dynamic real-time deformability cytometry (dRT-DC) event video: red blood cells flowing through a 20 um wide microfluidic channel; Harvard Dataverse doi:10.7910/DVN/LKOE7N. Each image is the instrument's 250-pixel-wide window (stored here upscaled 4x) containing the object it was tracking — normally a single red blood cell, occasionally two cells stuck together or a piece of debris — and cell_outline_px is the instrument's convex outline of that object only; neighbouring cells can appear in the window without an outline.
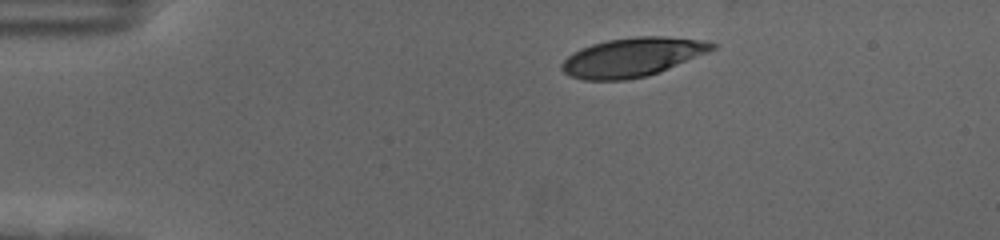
{"species": "human", "species_latin": "Homo sapiens", "temperature_condition": "cold", "stored_images_in_passage": 47, "camera_frame_rate_fps": 3000, "um_per_image_px": 0.085, "donor": {"sex": "female"}, "frame": {"image": 1, "passage_image": 1, "time_ms": 0.0, "image_size_px": [1000, 240], "cell_outline_px": [[716, 48], [708, 52], [660, 72], [648, 76], [628, 80], [584, 80], [568, 76], [560, 68], [560, 64], [568, 56], [580, 48], [592, 44], [608, 40], [636, 36], [664, 36], [704, 40], [716, 44]], "centroid_in_image_um": [53.74, 4.87], "position_along_channel_um": 31.3, "area_um2": 34.28}}
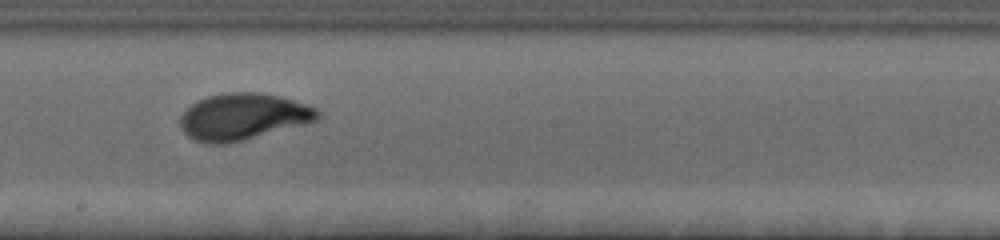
{"frame": {"image": 2, "passage_image": 23, "time_ms": 7.333, "image_size_px": [1000, 240], "cell_outline_px": [[320, 116], [316, 120], [304, 124], [244, 140], [228, 144], [204, 144], [192, 140], [184, 132], [180, 124], [180, 116], [196, 100], [208, 96], [228, 92], [260, 92], [280, 96], [316, 108], [320, 112]], "centroid_in_image_um": [20.62, 9.93], "position_along_channel_um": 227.6, "area_um2": 37.34}}
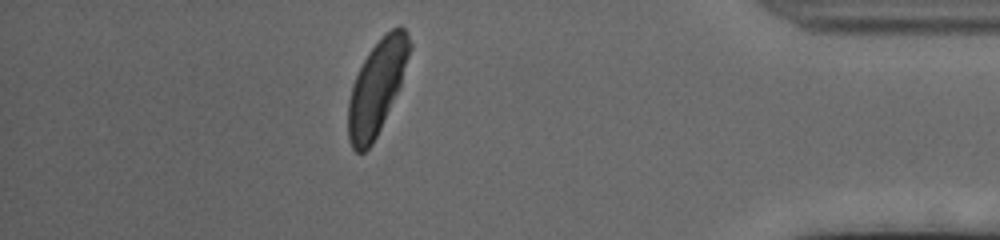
{"frame": {"image": 3, "passage_image": 41, "time_ms": 13.333, "image_size_px": [1000, 240], "cell_outline_px": [[412, 48], [400, 84], [380, 128], [372, 144], [364, 152], [356, 152], [352, 148], [348, 140], [348, 100], [356, 76], [368, 52], [392, 28], [400, 24], [408, 32], [412, 44]], "centroid_in_image_um": [32.04, 7.4], "position_along_channel_um": 403.2, "area_um2": 32.95}, "authors_computed_cell_mechanics": {"area_um2": 35.0268, "velocity_mm_per_s": 3.5356, "shape_relaxation_time_tau1_ms": 2.412, "shape_relaxation_time_tau2_ms": null, "deformation_change_tau1": 0.1573, "deformation_change_tau2": null}}